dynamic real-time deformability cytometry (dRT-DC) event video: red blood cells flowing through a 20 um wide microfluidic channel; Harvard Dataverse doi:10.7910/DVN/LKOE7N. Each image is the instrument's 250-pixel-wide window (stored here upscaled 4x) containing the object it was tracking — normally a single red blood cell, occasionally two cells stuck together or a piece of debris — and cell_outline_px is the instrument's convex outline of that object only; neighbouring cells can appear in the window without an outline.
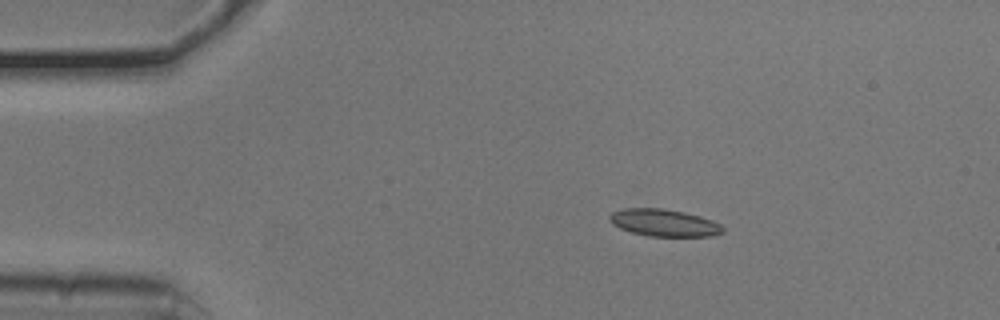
{"species": "common noctule bat (a hibernating species)", "species_latin": "Nyctalus noctula", "temperature_condition": "cold", "stored_images_in_passage": 45, "camera_frame_rate_fps": 3000, "um_per_image_px": 0.085, "animal": {"sex": "male", "body_mass_g": 20.5, "forearm_length_mm": 52.5}, "frame": {"image": 1, "passage_image": 1, "time_ms": 0.0, "image_size_px": [1000, 320], "cell_outline_px": [[724, 232], [712, 236], [648, 236], [632, 232], [620, 228], [612, 224], [608, 220], [608, 216], [612, 212], [624, 208], [660, 208], [684, 212], [700, 216], [712, 220], [720, 224], [724, 228]], "centroid_in_image_um": [56.43, 18.93], "position_along_channel_um": 28.6, "area_um2": 17.98}}
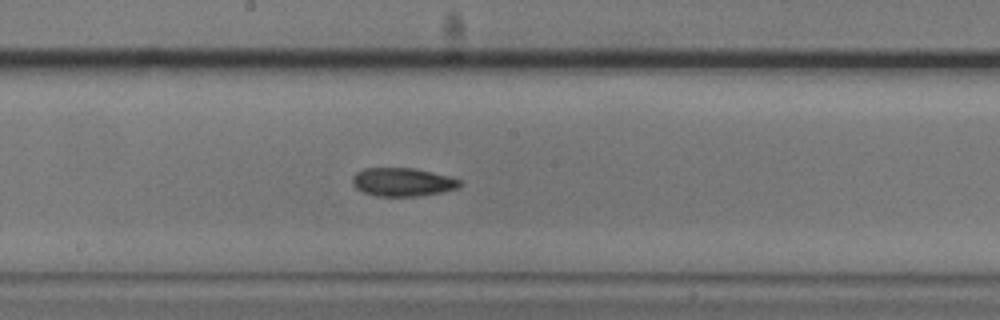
{"frame": {"image": 2, "passage_image": 20, "time_ms": 6.333, "image_size_px": [1000, 320], "cell_outline_px": [[464, 184], [456, 188], [440, 192], [416, 196], [376, 196], [364, 192], [356, 188], [352, 184], [352, 176], [356, 172], [364, 168], [416, 168], [448, 176], [460, 180]], "centroid_in_image_um": [34.19, 15.46], "position_along_channel_um": 214.0, "area_um2": 17.74}}
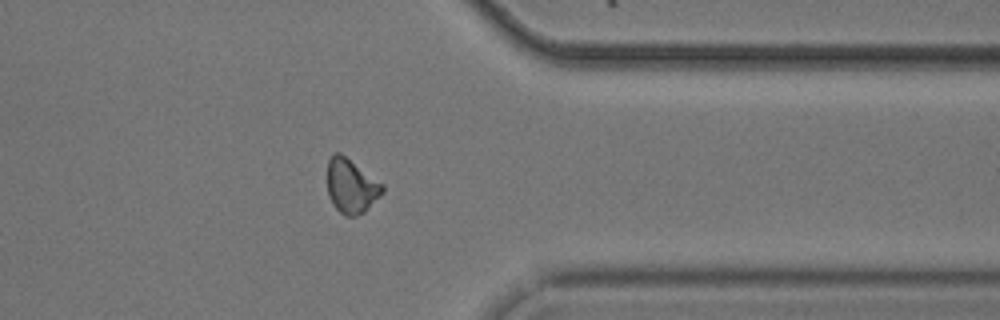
{"frame": {"image": 3, "passage_image": 34, "time_ms": 11.0, "image_size_px": [1000, 320], "cell_outline_px": [[384, 192], [364, 212], [356, 216], [344, 216], [332, 204], [328, 196], [328, 160], [332, 152], [340, 152], [384, 184]], "centroid_in_image_um": [29.85, 15.81], "position_along_channel_um": 381.5, "area_um2": 17.57}, "authors_computed_cell_mechanics": {"area_um2": 17.5134, "velocity_mm_per_s": 3.7884, "shape_relaxation_time_tau1_ms": 6.9677, "shape_relaxation_time_tau2_ms": null, "deformation_change_tau1": 0.1491, "deformation_change_tau2": null}}